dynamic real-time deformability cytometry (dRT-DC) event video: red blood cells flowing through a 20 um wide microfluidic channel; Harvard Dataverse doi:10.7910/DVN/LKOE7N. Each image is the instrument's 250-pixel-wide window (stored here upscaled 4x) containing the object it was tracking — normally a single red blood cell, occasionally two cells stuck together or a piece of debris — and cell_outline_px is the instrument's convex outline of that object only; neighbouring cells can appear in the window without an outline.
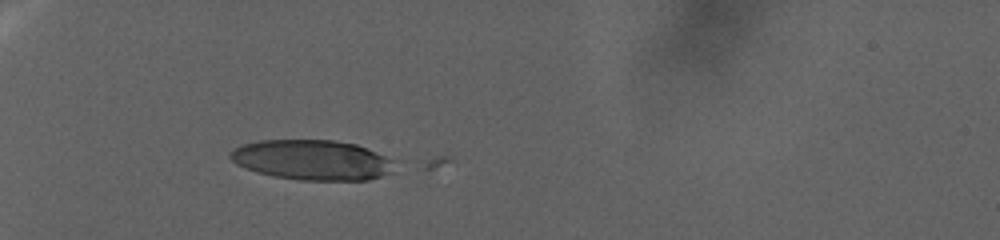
{"species": "human", "species_latin": "Homo sapiens", "temperature_condition": "warm", "stored_images_in_passage": 3, "camera_frame_rate_fps": 3000, "um_per_image_px": 0.085, "donor": {"sex": "female"}, "frame": {"image": 1, "passage_image": 1, "time_ms": 0.0, "image_size_px": [1000, 240], "cell_outline_px": [[392, 172], [368, 180], [300, 180], [272, 176], [256, 172], [236, 164], [228, 156], [228, 152], [240, 144], [260, 140], [332, 140], [356, 144], [384, 156], [392, 160]], "centroid_in_image_um": [26.45, 13.59], "position_along_channel_um": 58.5, "area_um2": 38.32}}